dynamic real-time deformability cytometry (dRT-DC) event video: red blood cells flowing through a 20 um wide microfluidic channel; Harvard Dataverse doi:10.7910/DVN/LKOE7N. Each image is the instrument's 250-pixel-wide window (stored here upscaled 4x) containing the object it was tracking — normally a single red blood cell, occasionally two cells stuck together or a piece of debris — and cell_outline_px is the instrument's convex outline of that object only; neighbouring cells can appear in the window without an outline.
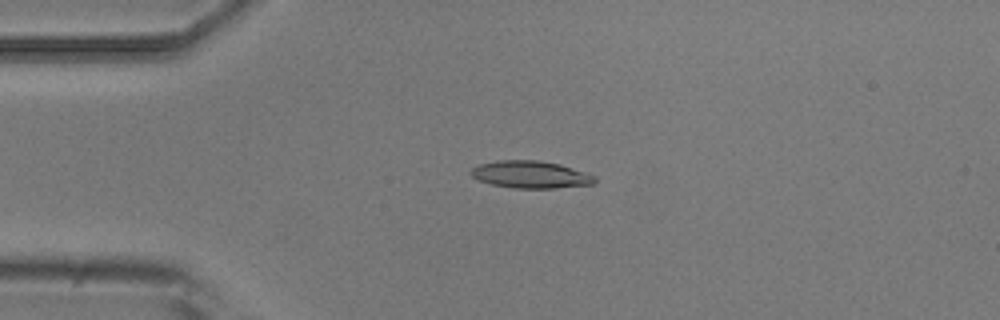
{"species": "common noctule bat (a hibernating species)", "species_latin": "Nyctalus noctula", "temperature_condition": "room temperature", "stored_images_in_passage": 5, "camera_frame_rate_fps": 3000, "um_per_image_px": 0.085, "animal": {"sex": "male", "body_mass_g": 20.5, "forearm_length_mm": 52.5}, "frame": {"image": 1, "passage_image": 4, "time_ms": 3.667, "image_size_px": [1000, 320], "cell_outline_px": [[596, 180], [592, 184], [556, 188], [512, 188], [492, 184], [480, 180], [472, 176], [468, 172], [472, 168], [480, 164], [500, 160], [540, 160], [560, 164], [588, 172], [596, 176]], "centroid_in_image_um": [45.13, 14.83], "position_along_channel_um": 39.9, "area_um2": 19.77}}